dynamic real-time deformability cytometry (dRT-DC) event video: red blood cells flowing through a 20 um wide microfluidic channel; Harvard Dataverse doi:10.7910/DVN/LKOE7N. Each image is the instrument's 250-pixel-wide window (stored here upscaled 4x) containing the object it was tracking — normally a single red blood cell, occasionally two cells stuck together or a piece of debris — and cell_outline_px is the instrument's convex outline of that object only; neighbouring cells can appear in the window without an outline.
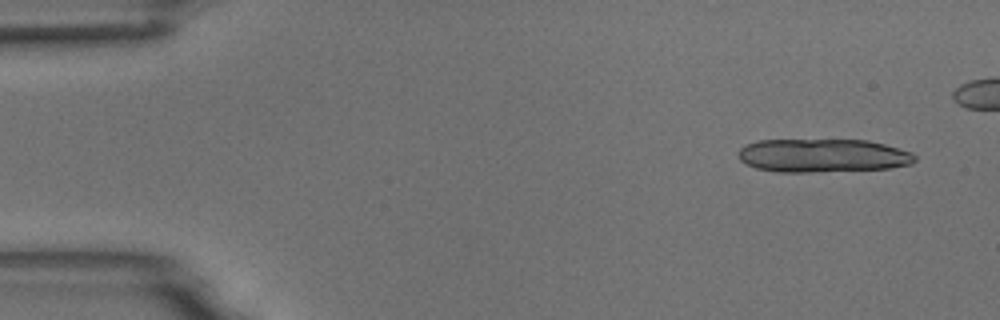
{"species": "common noctule bat (a hibernating species)", "species_latin": "Nyctalus noctula", "temperature_condition": "room temperature", "stored_images_in_passage": 4, "camera_frame_rate_fps": 3000, "um_per_image_px": 0.085, "animal": {"sex": "male", "body_mass_g": 18.8}, "frame": {"image": 1, "passage_image": 1, "time_ms": 0.0, "image_size_px": [1000, 320], "cell_outline_px": [[916, 160], [912, 164], [888, 168], [808, 172], [780, 172], [756, 168], [740, 160], [736, 156], [736, 152], [744, 144], [760, 140], [868, 140], [884, 144], [912, 152], [916, 156]], "centroid_in_image_um": [69.9, 13.21], "position_along_channel_um": 15.1, "area_um2": 34.51}}